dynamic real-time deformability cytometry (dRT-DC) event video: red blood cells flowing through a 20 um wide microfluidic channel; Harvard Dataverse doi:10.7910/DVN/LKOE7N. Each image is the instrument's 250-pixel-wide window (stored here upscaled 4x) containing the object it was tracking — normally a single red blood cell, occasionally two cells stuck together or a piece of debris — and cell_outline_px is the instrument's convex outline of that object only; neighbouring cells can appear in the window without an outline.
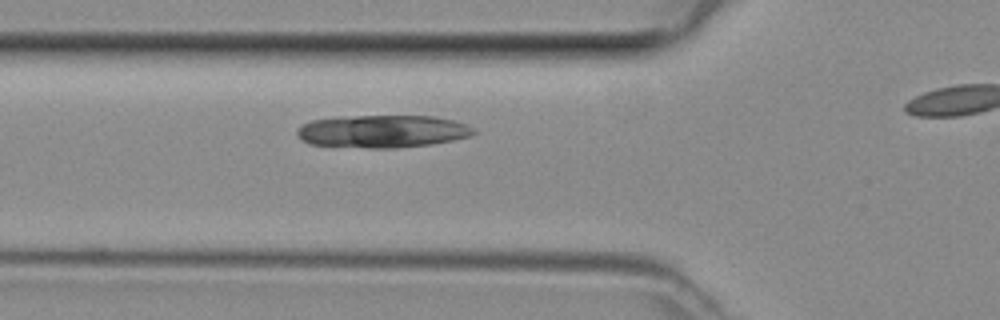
{"species": "common noctule bat (a hibernating species)", "species_latin": "Nyctalus noctula", "temperature_condition": "room temperature", "stored_images_in_passage": 9, "camera_frame_rate_fps": 3000, "um_per_image_px": 0.085, "animal": {"sex": "female", "body_mass_g": 29.2, "forearm_length_mm": 56.3}, "frame": {"image": 1, "passage_image": 6, "time_ms": 1.667, "image_size_px": [1000, 320], "cell_outline_px": [[476, 132], [468, 136], [452, 140], [432, 144], [396, 148], [368, 148], [308, 144], [296, 132], [296, 128], [312, 120], [336, 116], [432, 116], [452, 120], [468, 124], [476, 128]], "centroid_in_image_um": [32.51, 11.16], "position_along_channel_um": 93.3, "area_um2": 33.7}}
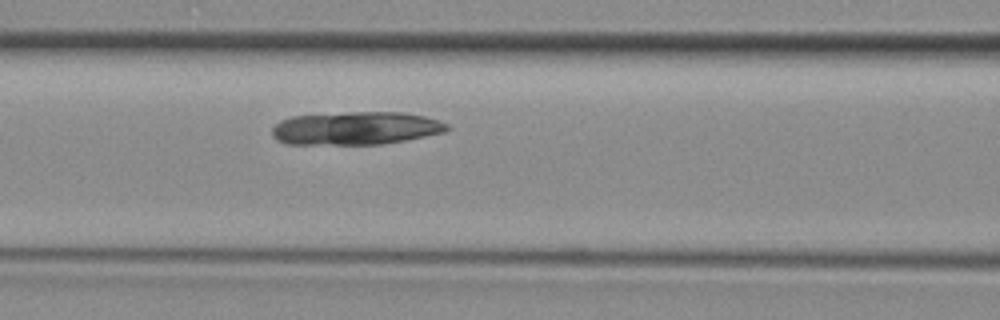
{"frame": {"image": 2, "passage_image": 9, "time_ms": 2.667, "image_size_px": [1000, 320], "cell_outline_px": [[448, 128], [444, 132], [404, 140], [380, 144], [288, 144], [276, 140], [272, 136], [272, 128], [280, 120], [292, 116], [348, 112], [404, 112], [424, 116], [448, 124]], "centroid_in_image_um": [30.19, 10.89], "position_along_channel_um": 136.4, "area_um2": 33.58}}